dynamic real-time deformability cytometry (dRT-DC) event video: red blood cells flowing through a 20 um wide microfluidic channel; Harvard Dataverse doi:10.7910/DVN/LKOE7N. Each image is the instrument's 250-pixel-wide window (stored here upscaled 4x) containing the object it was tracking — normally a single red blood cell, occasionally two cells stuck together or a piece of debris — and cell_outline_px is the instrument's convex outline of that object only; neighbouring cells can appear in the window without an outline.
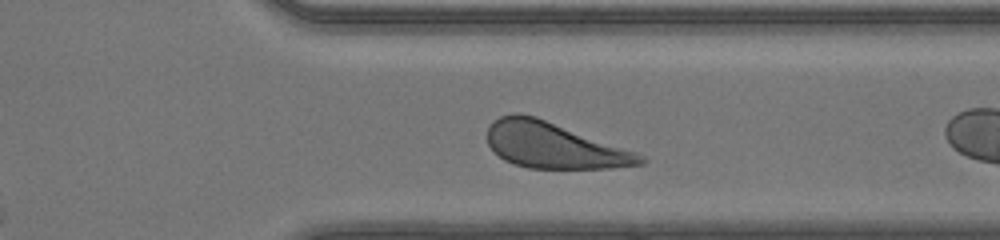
{"species": "human", "species_latin": "Homo sapiens", "temperature_condition": "room temperature", "stored_images_in_passage": 24, "camera_frame_rate_fps": 3000, "um_per_image_px": 0.085, "donor": {"sex": "male"}, "frame": {"image": 1, "passage_image": 21, "time_ms": 6.667, "image_size_px": [1000, 240], "cell_outline_px": [[648, 160], [644, 164], [608, 168], [528, 168], [504, 160], [488, 144], [488, 128], [500, 116], [512, 112], [516, 112], [536, 116], [644, 156]], "centroid_in_image_um": [47.05, 12.35], "position_along_channel_um": 364.4, "area_um2": 40.11}}